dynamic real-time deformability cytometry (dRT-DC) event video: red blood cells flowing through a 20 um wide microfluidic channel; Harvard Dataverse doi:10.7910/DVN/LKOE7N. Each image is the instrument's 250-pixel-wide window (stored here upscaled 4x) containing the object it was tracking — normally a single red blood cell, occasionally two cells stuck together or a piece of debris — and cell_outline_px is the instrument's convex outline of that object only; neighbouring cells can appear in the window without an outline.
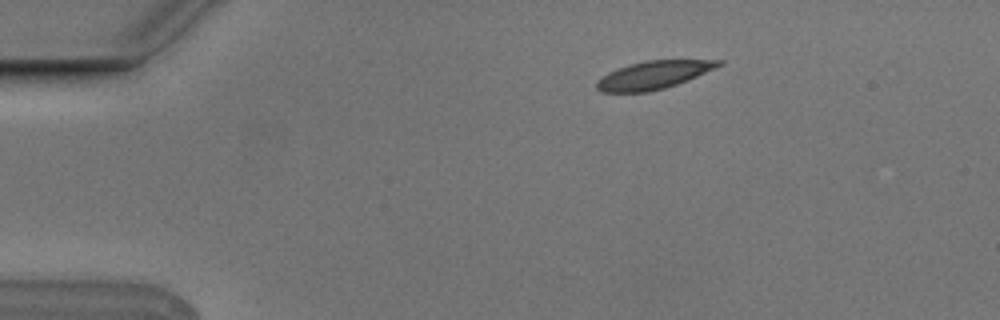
{"species": "Egyptian fruit bat (a non-hibernating species)", "species_latin": "Rousettus aegyptiacus", "temperature_condition": "cold", "stored_images_in_passage": 4, "camera_frame_rate_fps": 3000, "um_per_image_px": 0.085, "animal": {"sex": "male"}, "frame": {"image": 1, "passage_image": 2, "time_ms": 0.333, "image_size_px": [1000, 320], "cell_outline_px": [[724, 64], [716, 68], [676, 84], [664, 88], [648, 92], [600, 92], [596, 88], [596, 80], [608, 72], [628, 64], [644, 60], [724, 60]], "centroid_in_image_um": [55.52, 6.37], "position_along_channel_um": 29.5, "area_um2": 19.88}}